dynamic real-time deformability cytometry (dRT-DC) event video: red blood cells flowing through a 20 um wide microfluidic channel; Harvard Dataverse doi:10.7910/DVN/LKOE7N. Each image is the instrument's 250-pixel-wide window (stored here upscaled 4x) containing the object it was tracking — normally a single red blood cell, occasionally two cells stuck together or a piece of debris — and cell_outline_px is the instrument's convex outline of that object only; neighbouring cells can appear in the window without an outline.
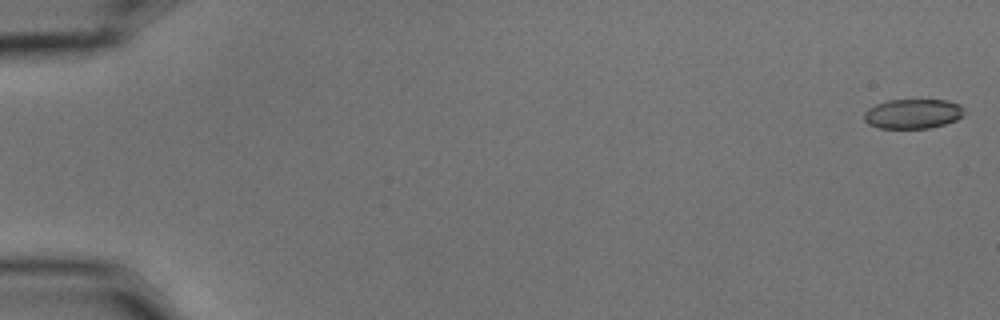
{"species": "common noctule bat (a hibernating species)", "species_latin": "Nyctalus noctula", "temperature_condition": "cold", "stored_images_in_passage": 5, "camera_frame_rate_fps": 3000, "um_per_image_px": 0.085, "animal": {"sex": "male", "body_mass_g": 15.6}, "frame": {"image": 1, "passage_image": 1, "time_ms": 0.0, "image_size_px": [1000, 320], "cell_outline_px": [[964, 112], [956, 120], [944, 124], [928, 128], [880, 128], [868, 124], [864, 120], [864, 112], [868, 108], [876, 104], [888, 100], [948, 100], [960, 104], [964, 108]], "centroid_in_image_um": [77.58, 9.66], "position_along_channel_um": 7.4, "area_um2": 17.28}}
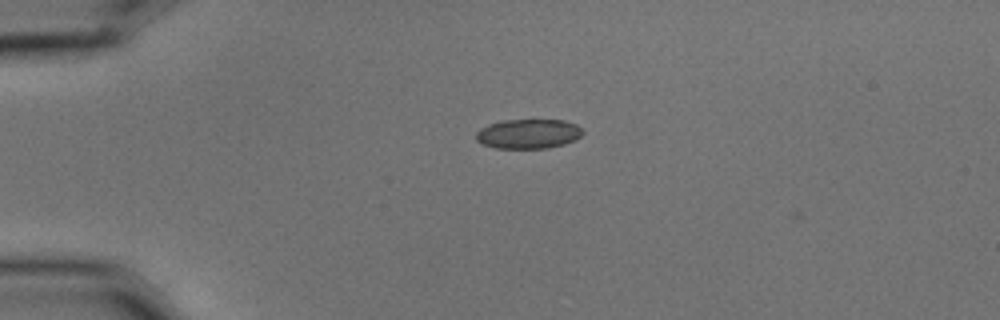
{"frame": {"image": 2, "passage_image": 4, "time_ms": 1.0, "image_size_px": [1000, 320], "cell_outline_px": [[584, 132], [580, 136], [564, 144], [548, 148], [496, 148], [484, 144], [476, 140], [476, 132], [480, 128], [488, 124], [500, 120], [564, 120], [576, 124]], "centroid_in_image_um": [44.88, 11.36], "position_along_channel_um": 40.1, "area_um2": 18.32}}